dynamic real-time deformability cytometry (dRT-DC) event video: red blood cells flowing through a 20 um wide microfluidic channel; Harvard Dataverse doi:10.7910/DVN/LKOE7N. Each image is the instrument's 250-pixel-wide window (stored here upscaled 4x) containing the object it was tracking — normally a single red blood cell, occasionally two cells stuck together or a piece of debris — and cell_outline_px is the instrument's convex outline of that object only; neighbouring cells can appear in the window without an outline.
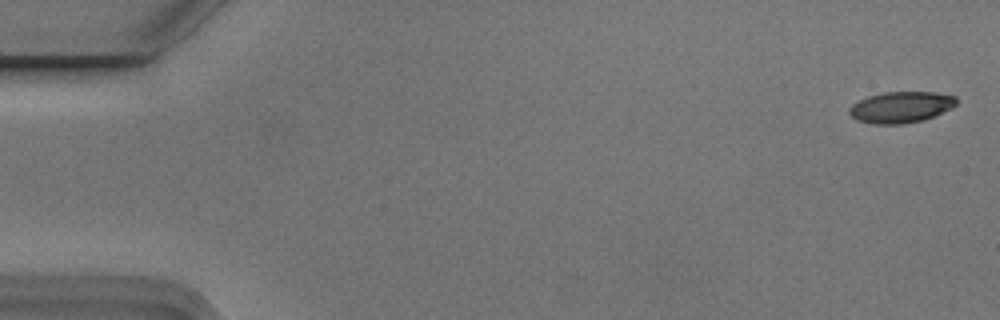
{"species": "Egyptian fruit bat (a non-hibernating species)", "species_latin": "Rousettus aegyptiacus", "temperature_condition": "cold", "stored_images_in_passage": 7, "camera_frame_rate_fps": 3000, "um_per_image_px": 0.085, "animal": {"sex": "male"}, "frame": {"image": 1, "passage_image": 1, "time_ms": 0.0, "image_size_px": [1000, 320], "cell_outline_px": [[956, 104], [924, 120], [900, 124], [876, 124], [856, 120], [848, 112], [848, 108], [852, 104], [868, 96], [884, 92], [936, 92], [956, 96]], "centroid_in_image_um": [76.53, 9.1], "position_along_channel_um": 8.5, "area_um2": 19.25}}
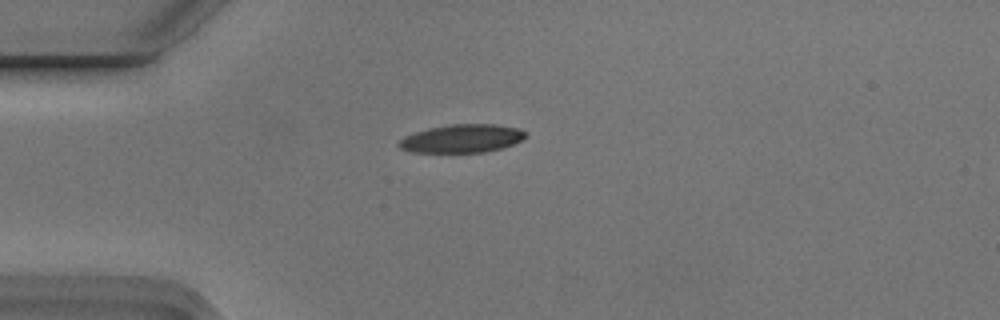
{"frame": {"image": 2, "passage_image": 5, "time_ms": 1.333, "image_size_px": [1000, 320], "cell_outline_px": [[528, 136], [512, 144], [500, 148], [484, 152], [412, 152], [400, 148], [396, 144], [404, 136], [428, 128], [452, 124], [492, 124], [520, 128], [528, 132]], "centroid_in_image_um": [39.27, 11.77], "position_along_channel_um": 45.7, "area_um2": 20.81}}
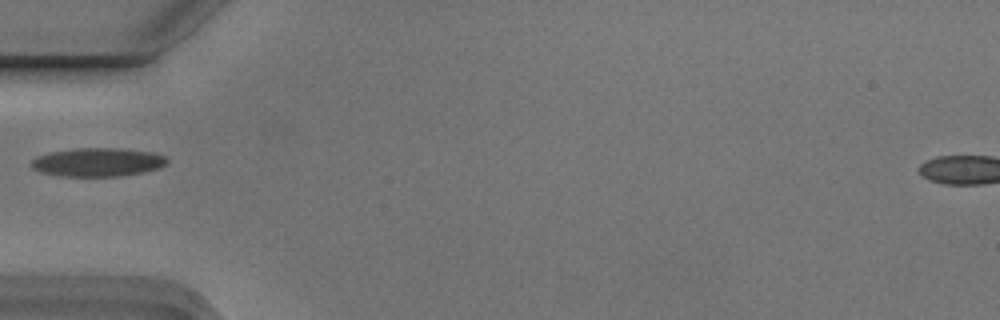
{"frame": {"image": 3, "passage_image": 6, "time_ms": 1.667, "image_size_px": [1000, 320], "cell_outline_px": [[168, 160], [160, 168], [144, 172], [120, 176], [56, 176], [40, 172], [32, 168], [32, 160], [36, 156], [52, 152], [76, 148], [116, 148], [152, 152], [164, 156]], "centroid_in_image_um": [8.29, 13.79], "position_along_channel_um": 76.7, "area_um2": 22.54}}